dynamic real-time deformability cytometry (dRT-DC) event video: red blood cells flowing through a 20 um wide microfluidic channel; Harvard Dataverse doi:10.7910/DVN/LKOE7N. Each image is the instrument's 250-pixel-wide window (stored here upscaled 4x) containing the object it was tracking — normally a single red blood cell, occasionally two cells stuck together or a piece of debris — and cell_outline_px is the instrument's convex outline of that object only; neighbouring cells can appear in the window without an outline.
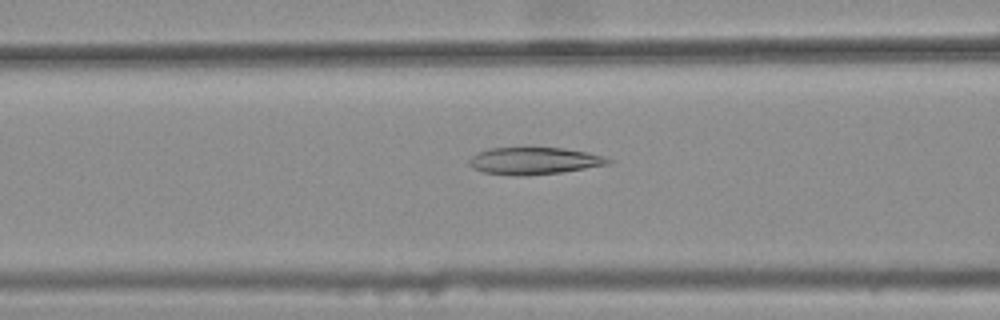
{"species": "common noctule bat (a hibernating species)", "species_latin": "Nyctalus noctula", "temperature_condition": "warm", "stored_images_in_passage": 43, "camera_frame_rate_fps": 3000, "um_per_image_px": 0.085, "animal": {"sex": "female", "body_mass_g": 25.1}, "frame": {"image": 1, "passage_image": 17, "time_ms": 5.333, "image_size_px": [1000, 320], "cell_outline_px": [[612, 160], [608, 164], [560, 172], [524, 176], [516, 176], [484, 172], [472, 168], [468, 164], [468, 160], [476, 152], [488, 148], [564, 148], [588, 152], [604, 156]], "centroid_in_image_um": [45.35, 13.67], "position_along_channel_um": 121.3, "area_um2": 21.91}}
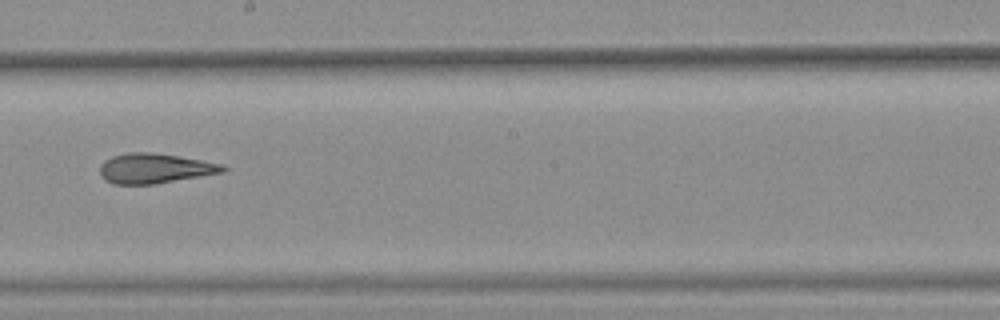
{"frame": {"image": 2, "passage_image": 26, "time_ms": 8.333, "image_size_px": [1000, 320], "cell_outline_px": [[228, 168], [224, 172], [152, 184], [112, 184], [104, 180], [100, 172], [100, 164], [104, 160], [112, 156], [128, 152], [152, 152], [180, 156], [220, 164]], "centroid_in_image_um": [13.1, 14.3], "position_along_channel_um": 235.1, "area_um2": 21.33}}
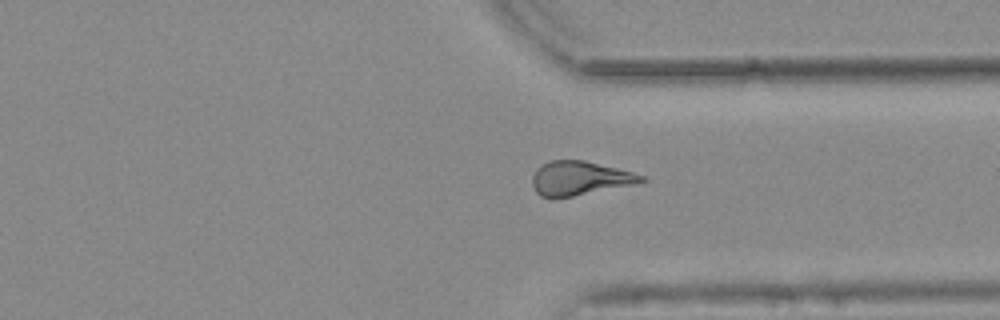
{"frame": {"image": 3, "passage_image": 36, "time_ms": 11.667, "image_size_px": [1000, 320], "cell_outline_px": [[648, 180], [632, 184], [556, 200], [540, 196], [536, 192], [532, 184], [532, 176], [536, 168], [548, 160], [584, 160], [632, 172], [644, 176]], "centroid_in_image_um": [49.2, 15.17], "position_along_channel_um": 362.2, "area_um2": 21.79}, "authors_computed_cell_mechanics": {"area_um2": 21.7906, "velocity_mm_per_s": 3.8036, "shape_relaxation_time_tau1_ms": null, "shape_relaxation_time_tau2_ms": 3.0768, "deformation_change_tau1": null, "deformation_change_tau2": 0.1363}}